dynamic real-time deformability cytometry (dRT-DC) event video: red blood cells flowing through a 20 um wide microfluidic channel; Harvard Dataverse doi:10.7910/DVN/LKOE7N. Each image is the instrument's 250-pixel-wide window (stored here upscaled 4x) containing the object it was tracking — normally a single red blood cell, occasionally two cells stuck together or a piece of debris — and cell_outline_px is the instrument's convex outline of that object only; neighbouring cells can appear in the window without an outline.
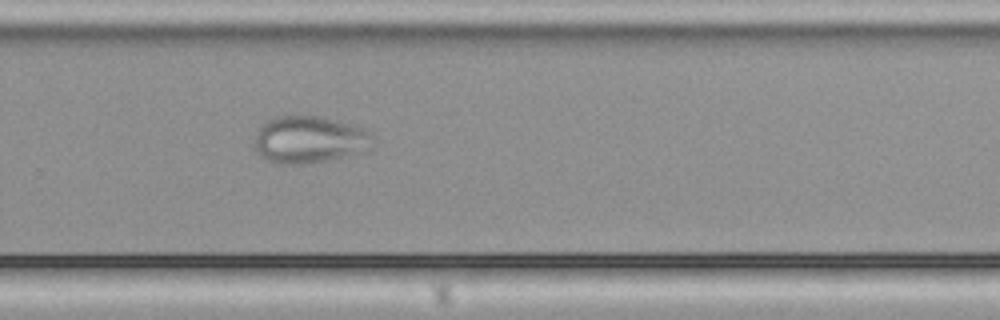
{"species": "common noctule bat (a hibernating species)", "species_latin": "Nyctalus noctula", "temperature_condition": "cold", "stored_images_in_passage": 29, "camera_frame_rate_fps": 3000, "um_per_image_px": 0.085, "animal": {"sex": "male", "body_mass_g": 21.5, "forearm_length_mm": 52.0}, "frame": {"image": 1, "passage_image": 21, "time_ms": 6.667, "image_size_px": [1000, 320], "cell_outline_px": [[372, 148], [324, 160], [300, 164], [276, 164], [260, 156], [256, 152], [252, 144], [252, 140], [256, 132], [268, 120], [276, 116], [324, 116], [360, 128], [368, 132], [372, 136]], "centroid_in_image_um": [26.19, 11.86], "position_along_channel_um": 303.6, "area_um2": 32.14}}
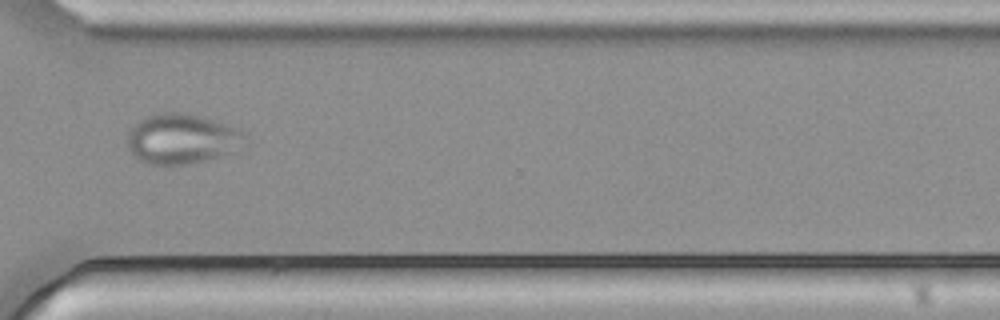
{"frame": {"image": 2, "passage_image": 25, "time_ms": 8.0, "image_size_px": [1000, 320], "cell_outline_px": [[252, 140], [244, 148], [204, 160], [188, 164], [168, 168], [160, 168], [144, 164], [136, 160], [128, 148], [128, 136], [132, 128], [140, 120], [152, 112], [180, 112], [200, 116], [212, 120], [232, 128], [248, 136]], "centroid_in_image_um": [15.43, 11.86], "position_along_channel_um": 355.2, "area_um2": 35.14}}